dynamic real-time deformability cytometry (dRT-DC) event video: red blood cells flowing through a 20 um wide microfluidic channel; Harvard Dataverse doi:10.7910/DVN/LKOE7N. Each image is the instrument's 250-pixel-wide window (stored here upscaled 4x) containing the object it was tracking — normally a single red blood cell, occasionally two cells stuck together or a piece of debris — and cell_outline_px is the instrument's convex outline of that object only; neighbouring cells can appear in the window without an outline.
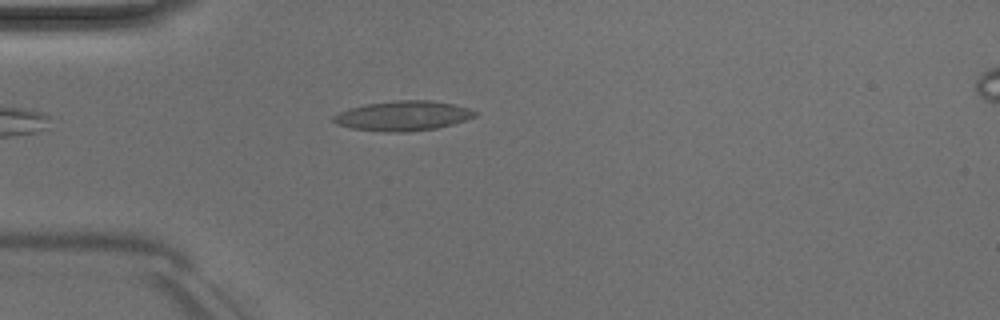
{"species": "Egyptian fruit bat (a non-hibernating species)", "species_latin": "Rousettus aegyptiacus", "temperature_condition": "room temperature", "stored_images_in_passage": 37, "camera_frame_rate_fps": 3000, "um_per_image_px": 0.085, "animal": {"sex": "male"}, "frame": {"image": 1, "passage_image": 1, "time_ms": 0.0, "image_size_px": [1000, 320], "cell_outline_px": [[480, 112], [476, 116], [452, 124], [436, 128], [404, 132], [384, 132], [352, 128], [336, 124], [332, 120], [332, 116], [340, 112], [352, 108], [368, 104], [400, 100], [428, 100], [452, 104], [468, 108]], "centroid_in_image_um": [34.27, 9.85], "position_along_channel_um": 50.7, "area_um2": 24.28}}
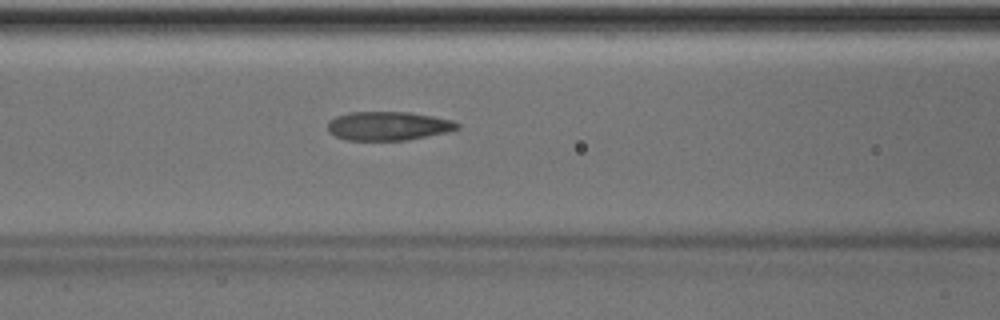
{"frame": {"image": 2, "passage_image": 8, "time_ms": 2.333, "image_size_px": [1000, 320], "cell_outline_px": [[460, 128], [448, 132], [408, 140], [344, 140], [328, 132], [328, 120], [336, 116], [348, 112], [408, 112], [432, 116], [452, 120], [460, 124]], "centroid_in_image_um": [32.99, 10.71], "position_along_channel_um": 133.6, "area_um2": 21.91}}
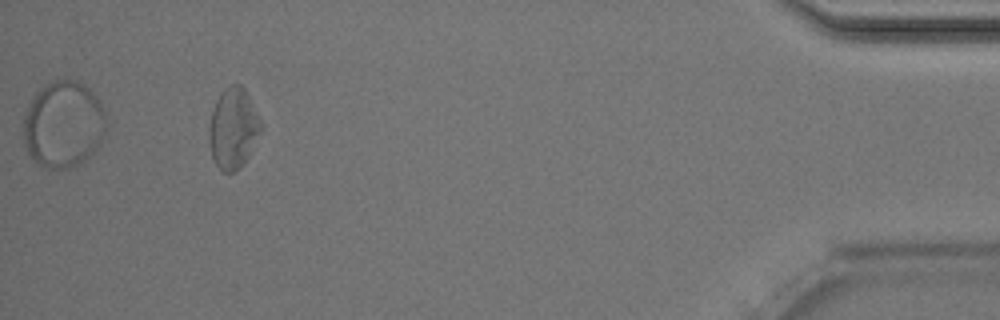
{"frame": {"image": 3, "passage_image": 34, "time_ms": 11.0, "image_size_px": [1000, 320], "cell_outline_px": [[260, 132], [248, 156], [240, 168], [232, 172], [224, 172], [216, 164], [212, 156], [208, 136], [208, 128], [212, 112], [216, 100], [232, 84], [240, 84], [244, 88], [260, 120]], "centroid_in_image_um": [19.8, 10.94], "position_along_channel_um": 415.4, "area_um2": 23.64}, "authors_computed_cell_mechanics": {"area_um2": 22.6576, "velocity_mm_per_s": 4.0222, "shape_relaxation_time_tau1_ms": 6.1058, "shape_relaxation_time_tau2_ms": 2.3105, "deformation_change_tau1": 0.1569, "deformation_change_tau2": 0.0948}}